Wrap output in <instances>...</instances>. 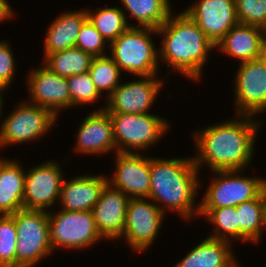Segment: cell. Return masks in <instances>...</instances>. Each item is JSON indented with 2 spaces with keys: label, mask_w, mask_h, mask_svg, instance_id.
<instances>
[{
  "label": "cell",
  "mask_w": 266,
  "mask_h": 267,
  "mask_svg": "<svg viewBox=\"0 0 266 267\" xmlns=\"http://www.w3.org/2000/svg\"><path fill=\"white\" fill-rule=\"evenodd\" d=\"M68 87L71 93V107L90 104L99 101L102 96L94 85L90 73L73 75L67 77Z\"/></svg>",
  "instance_id": "cell-31"
},
{
  "label": "cell",
  "mask_w": 266,
  "mask_h": 267,
  "mask_svg": "<svg viewBox=\"0 0 266 267\" xmlns=\"http://www.w3.org/2000/svg\"><path fill=\"white\" fill-rule=\"evenodd\" d=\"M129 199L109 183L102 189L100 198L91 211L103 239L118 240L123 236Z\"/></svg>",
  "instance_id": "cell-17"
},
{
  "label": "cell",
  "mask_w": 266,
  "mask_h": 267,
  "mask_svg": "<svg viewBox=\"0 0 266 267\" xmlns=\"http://www.w3.org/2000/svg\"><path fill=\"white\" fill-rule=\"evenodd\" d=\"M158 75L140 76V80L120 83L107 98V104L99 110L108 113L148 114L157 94L162 89Z\"/></svg>",
  "instance_id": "cell-13"
},
{
  "label": "cell",
  "mask_w": 266,
  "mask_h": 267,
  "mask_svg": "<svg viewBox=\"0 0 266 267\" xmlns=\"http://www.w3.org/2000/svg\"><path fill=\"white\" fill-rule=\"evenodd\" d=\"M86 12L88 20L109 43L118 38L129 27H134V24L129 25L127 14L119 7L99 8L94 12L86 9Z\"/></svg>",
  "instance_id": "cell-27"
},
{
  "label": "cell",
  "mask_w": 266,
  "mask_h": 267,
  "mask_svg": "<svg viewBox=\"0 0 266 267\" xmlns=\"http://www.w3.org/2000/svg\"><path fill=\"white\" fill-rule=\"evenodd\" d=\"M14 12L7 0H0V22L9 20Z\"/></svg>",
  "instance_id": "cell-35"
},
{
  "label": "cell",
  "mask_w": 266,
  "mask_h": 267,
  "mask_svg": "<svg viewBox=\"0 0 266 267\" xmlns=\"http://www.w3.org/2000/svg\"><path fill=\"white\" fill-rule=\"evenodd\" d=\"M29 103L26 101L16 105L2 122L0 148L37 140L54 126L57 116L50 109Z\"/></svg>",
  "instance_id": "cell-9"
},
{
  "label": "cell",
  "mask_w": 266,
  "mask_h": 267,
  "mask_svg": "<svg viewBox=\"0 0 266 267\" xmlns=\"http://www.w3.org/2000/svg\"><path fill=\"white\" fill-rule=\"evenodd\" d=\"M262 64L266 67V40L262 44L260 53H259V58H258Z\"/></svg>",
  "instance_id": "cell-37"
},
{
  "label": "cell",
  "mask_w": 266,
  "mask_h": 267,
  "mask_svg": "<svg viewBox=\"0 0 266 267\" xmlns=\"http://www.w3.org/2000/svg\"><path fill=\"white\" fill-rule=\"evenodd\" d=\"M5 91L0 87V117H1V114L3 113V112H1L2 111V108H3V103H4V101H3V96H2V94L4 93Z\"/></svg>",
  "instance_id": "cell-38"
},
{
  "label": "cell",
  "mask_w": 266,
  "mask_h": 267,
  "mask_svg": "<svg viewBox=\"0 0 266 267\" xmlns=\"http://www.w3.org/2000/svg\"><path fill=\"white\" fill-rule=\"evenodd\" d=\"M25 172L17 160L0 159V215L23 209Z\"/></svg>",
  "instance_id": "cell-23"
},
{
  "label": "cell",
  "mask_w": 266,
  "mask_h": 267,
  "mask_svg": "<svg viewBox=\"0 0 266 267\" xmlns=\"http://www.w3.org/2000/svg\"><path fill=\"white\" fill-rule=\"evenodd\" d=\"M242 170L213 171L215 178L206 189L199 209H218L236 207L256 198L266 179L241 175ZM217 175V177H216Z\"/></svg>",
  "instance_id": "cell-7"
},
{
  "label": "cell",
  "mask_w": 266,
  "mask_h": 267,
  "mask_svg": "<svg viewBox=\"0 0 266 267\" xmlns=\"http://www.w3.org/2000/svg\"><path fill=\"white\" fill-rule=\"evenodd\" d=\"M52 249H85L103 239L99 234L92 211L48 210Z\"/></svg>",
  "instance_id": "cell-8"
},
{
  "label": "cell",
  "mask_w": 266,
  "mask_h": 267,
  "mask_svg": "<svg viewBox=\"0 0 266 267\" xmlns=\"http://www.w3.org/2000/svg\"><path fill=\"white\" fill-rule=\"evenodd\" d=\"M113 122L114 139L118 153L139 154L157 144L170 128L167 119L160 116L132 113H109Z\"/></svg>",
  "instance_id": "cell-6"
},
{
  "label": "cell",
  "mask_w": 266,
  "mask_h": 267,
  "mask_svg": "<svg viewBox=\"0 0 266 267\" xmlns=\"http://www.w3.org/2000/svg\"><path fill=\"white\" fill-rule=\"evenodd\" d=\"M240 24L258 26L266 30V0H235Z\"/></svg>",
  "instance_id": "cell-32"
},
{
  "label": "cell",
  "mask_w": 266,
  "mask_h": 267,
  "mask_svg": "<svg viewBox=\"0 0 266 267\" xmlns=\"http://www.w3.org/2000/svg\"><path fill=\"white\" fill-rule=\"evenodd\" d=\"M115 173L108 183L129 198H148L150 157L135 153H116Z\"/></svg>",
  "instance_id": "cell-16"
},
{
  "label": "cell",
  "mask_w": 266,
  "mask_h": 267,
  "mask_svg": "<svg viewBox=\"0 0 266 267\" xmlns=\"http://www.w3.org/2000/svg\"><path fill=\"white\" fill-rule=\"evenodd\" d=\"M11 216L18 238L16 267H34L53 251L50 243L48 211L22 209Z\"/></svg>",
  "instance_id": "cell-5"
},
{
  "label": "cell",
  "mask_w": 266,
  "mask_h": 267,
  "mask_svg": "<svg viewBox=\"0 0 266 267\" xmlns=\"http://www.w3.org/2000/svg\"><path fill=\"white\" fill-rule=\"evenodd\" d=\"M216 46L218 42L235 26V0H199L185 11Z\"/></svg>",
  "instance_id": "cell-14"
},
{
  "label": "cell",
  "mask_w": 266,
  "mask_h": 267,
  "mask_svg": "<svg viewBox=\"0 0 266 267\" xmlns=\"http://www.w3.org/2000/svg\"><path fill=\"white\" fill-rule=\"evenodd\" d=\"M230 244L207 237L174 267H240Z\"/></svg>",
  "instance_id": "cell-22"
},
{
  "label": "cell",
  "mask_w": 266,
  "mask_h": 267,
  "mask_svg": "<svg viewBox=\"0 0 266 267\" xmlns=\"http://www.w3.org/2000/svg\"><path fill=\"white\" fill-rule=\"evenodd\" d=\"M108 178L100 175H80L71 180H63L60 191L62 210L91 211L100 198Z\"/></svg>",
  "instance_id": "cell-19"
},
{
  "label": "cell",
  "mask_w": 266,
  "mask_h": 267,
  "mask_svg": "<svg viewBox=\"0 0 266 267\" xmlns=\"http://www.w3.org/2000/svg\"><path fill=\"white\" fill-rule=\"evenodd\" d=\"M261 198L263 204V221L266 227V182L264 183L262 190H261Z\"/></svg>",
  "instance_id": "cell-36"
},
{
  "label": "cell",
  "mask_w": 266,
  "mask_h": 267,
  "mask_svg": "<svg viewBox=\"0 0 266 267\" xmlns=\"http://www.w3.org/2000/svg\"><path fill=\"white\" fill-rule=\"evenodd\" d=\"M15 57L10 44L6 40L0 41V87L8 89L14 79Z\"/></svg>",
  "instance_id": "cell-34"
},
{
  "label": "cell",
  "mask_w": 266,
  "mask_h": 267,
  "mask_svg": "<svg viewBox=\"0 0 266 267\" xmlns=\"http://www.w3.org/2000/svg\"><path fill=\"white\" fill-rule=\"evenodd\" d=\"M163 35L159 59L192 80L199 81L208 52L216 47L195 21L184 11L171 12L163 25L156 29Z\"/></svg>",
  "instance_id": "cell-3"
},
{
  "label": "cell",
  "mask_w": 266,
  "mask_h": 267,
  "mask_svg": "<svg viewBox=\"0 0 266 267\" xmlns=\"http://www.w3.org/2000/svg\"><path fill=\"white\" fill-rule=\"evenodd\" d=\"M265 40L266 30L263 28L238 23L215 47L222 53L237 58L241 63L257 60Z\"/></svg>",
  "instance_id": "cell-20"
},
{
  "label": "cell",
  "mask_w": 266,
  "mask_h": 267,
  "mask_svg": "<svg viewBox=\"0 0 266 267\" xmlns=\"http://www.w3.org/2000/svg\"><path fill=\"white\" fill-rule=\"evenodd\" d=\"M91 79L98 92L106 91L108 98L115 88L120 84L121 70L108 55L102 57H93L88 70Z\"/></svg>",
  "instance_id": "cell-29"
},
{
  "label": "cell",
  "mask_w": 266,
  "mask_h": 267,
  "mask_svg": "<svg viewBox=\"0 0 266 267\" xmlns=\"http://www.w3.org/2000/svg\"><path fill=\"white\" fill-rule=\"evenodd\" d=\"M235 76L236 115L255 116L266 111V67L251 60L239 63Z\"/></svg>",
  "instance_id": "cell-12"
},
{
  "label": "cell",
  "mask_w": 266,
  "mask_h": 267,
  "mask_svg": "<svg viewBox=\"0 0 266 267\" xmlns=\"http://www.w3.org/2000/svg\"><path fill=\"white\" fill-rule=\"evenodd\" d=\"M93 57L77 47L57 51L44 58L45 65L53 73L69 77L88 72Z\"/></svg>",
  "instance_id": "cell-25"
},
{
  "label": "cell",
  "mask_w": 266,
  "mask_h": 267,
  "mask_svg": "<svg viewBox=\"0 0 266 267\" xmlns=\"http://www.w3.org/2000/svg\"><path fill=\"white\" fill-rule=\"evenodd\" d=\"M106 40L87 19L79 32L75 47L80 48L92 57L106 56Z\"/></svg>",
  "instance_id": "cell-33"
},
{
  "label": "cell",
  "mask_w": 266,
  "mask_h": 267,
  "mask_svg": "<svg viewBox=\"0 0 266 267\" xmlns=\"http://www.w3.org/2000/svg\"><path fill=\"white\" fill-rule=\"evenodd\" d=\"M18 238L11 215H0V267H16Z\"/></svg>",
  "instance_id": "cell-30"
},
{
  "label": "cell",
  "mask_w": 266,
  "mask_h": 267,
  "mask_svg": "<svg viewBox=\"0 0 266 267\" xmlns=\"http://www.w3.org/2000/svg\"><path fill=\"white\" fill-rule=\"evenodd\" d=\"M27 88L31 104L50 109L57 117L59 110L71 107V93L66 77L41 66L28 73Z\"/></svg>",
  "instance_id": "cell-15"
},
{
  "label": "cell",
  "mask_w": 266,
  "mask_h": 267,
  "mask_svg": "<svg viewBox=\"0 0 266 267\" xmlns=\"http://www.w3.org/2000/svg\"><path fill=\"white\" fill-rule=\"evenodd\" d=\"M239 224V240L258 243L263 233V204L260 194L236 206Z\"/></svg>",
  "instance_id": "cell-26"
},
{
  "label": "cell",
  "mask_w": 266,
  "mask_h": 267,
  "mask_svg": "<svg viewBox=\"0 0 266 267\" xmlns=\"http://www.w3.org/2000/svg\"><path fill=\"white\" fill-rule=\"evenodd\" d=\"M147 200V201H146ZM165 213L148 198H130L122 239L136 251H147L162 226Z\"/></svg>",
  "instance_id": "cell-10"
},
{
  "label": "cell",
  "mask_w": 266,
  "mask_h": 267,
  "mask_svg": "<svg viewBox=\"0 0 266 267\" xmlns=\"http://www.w3.org/2000/svg\"><path fill=\"white\" fill-rule=\"evenodd\" d=\"M135 18L139 25L137 27H148L158 29L168 19L172 12L169 0H121Z\"/></svg>",
  "instance_id": "cell-24"
},
{
  "label": "cell",
  "mask_w": 266,
  "mask_h": 267,
  "mask_svg": "<svg viewBox=\"0 0 266 267\" xmlns=\"http://www.w3.org/2000/svg\"><path fill=\"white\" fill-rule=\"evenodd\" d=\"M156 29L148 27H129L109 44L110 56L119 69L135 76H153L159 71V50L150 36Z\"/></svg>",
  "instance_id": "cell-4"
},
{
  "label": "cell",
  "mask_w": 266,
  "mask_h": 267,
  "mask_svg": "<svg viewBox=\"0 0 266 267\" xmlns=\"http://www.w3.org/2000/svg\"><path fill=\"white\" fill-rule=\"evenodd\" d=\"M56 161H46L25 173L23 209L44 210L60 198L63 171Z\"/></svg>",
  "instance_id": "cell-11"
},
{
  "label": "cell",
  "mask_w": 266,
  "mask_h": 267,
  "mask_svg": "<svg viewBox=\"0 0 266 267\" xmlns=\"http://www.w3.org/2000/svg\"><path fill=\"white\" fill-rule=\"evenodd\" d=\"M252 118L250 115L237 114L236 119L209 125L194 132L198 154L193 160L197 169L200 171L205 163L212 171H244L253 159L254 141L262 123L255 122Z\"/></svg>",
  "instance_id": "cell-1"
},
{
  "label": "cell",
  "mask_w": 266,
  "mask_h": 267,
  "mask_svg": "<svg viewBox=\"0 0 266 267\" xmlns=\"http://www.w3.org/2000/svg\"><path fill=\"white\" fill-rule=\"evenodd\" d=\"M76 153L106 154L116 151L113 122L106 110H95L78 127Z\"/></svg>",
  "instance_id": "cell-18"
},
{
  "label": "cell",
  "mask_w": 266,
  "mask_h": 267,
  "mask_svg": "<svg viewBox=\"0 0 266 267\" xmlns=\"http://www.w3.org/2000/svg\"><path fill=\"white\" fill-rule=\"evenodd\" d=\"M87 19L86 9L67 11L55 18L44 39V58L54 52L75 47L80 29Z\"/></svg>",
  "instance_id": "cell-21"
},
{
  "label": "cell",
  "mask_w": 266,
  "mask_h": 267,
  "mask_svg": "<svg viewBox=\"0 0 266 267\" xmlns=\"http://www.w3.org/2000/svg\"><path fill=\"white\" fill-rule=\"evenodd\" d=\"M206 217L214 231L210 238L229 241L233 238L239 240V224L236 207H224L218 209H199V216ZM231 239H230V237Z\"/></svg>",
  "instance_id": "cell-28"
},
{
  "label": "cell",
  "mask_w": 266,
  "mask_h": 267,
  "mask_svg": "<svg viewBox=\"0 0 266 267\" xmlns=\"http://www.w3.org/2000/svg\"><path fill=\"white\" fill-rule=\"evenodd\" d=\"M199 170L190 158H150V192L148 199L166 213L176 211L185 220L199 215L195 198L199 189ZM163 204V206H162ZM165 206V207H164Z\"/></svg>",
  "instance_id": "cell-2"
}]
</instances>
